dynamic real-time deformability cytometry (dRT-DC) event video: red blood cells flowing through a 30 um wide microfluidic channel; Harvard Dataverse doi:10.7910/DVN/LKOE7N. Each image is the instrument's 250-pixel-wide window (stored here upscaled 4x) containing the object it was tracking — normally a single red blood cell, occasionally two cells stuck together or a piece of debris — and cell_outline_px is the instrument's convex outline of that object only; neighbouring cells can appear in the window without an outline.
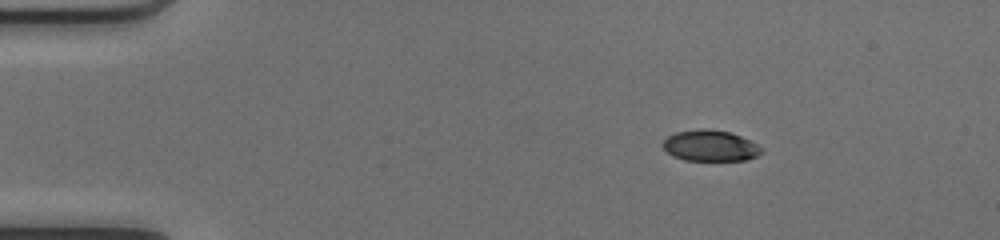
{"species": "common noctule bat (a hibernating species)", "species_latin": "Nyctalus noctula", "temperature_condition": "cold", "stored_images_in_passage": 1, "camera_frame_rate_fps": 3000, "um_per_image_px": 0.085, "animal": {"sex": "female", "body_mass_g": 17.0, "forearm_length_mm": 48.0}, "frame": {"image": 1, "passage_image": 1, "time_ms": 0.0, "image_size_px": [1000, 240], "cell_outline_px": [[748, 156], [736, 160], [696, 160], [680, 156], [688, 132], [724, 132], [736, 136], [740, 140]], "centroid_in_image_um": [60.6, 12.47], "position_along_channel_um": 24.4, "area_um2": 11.39}}